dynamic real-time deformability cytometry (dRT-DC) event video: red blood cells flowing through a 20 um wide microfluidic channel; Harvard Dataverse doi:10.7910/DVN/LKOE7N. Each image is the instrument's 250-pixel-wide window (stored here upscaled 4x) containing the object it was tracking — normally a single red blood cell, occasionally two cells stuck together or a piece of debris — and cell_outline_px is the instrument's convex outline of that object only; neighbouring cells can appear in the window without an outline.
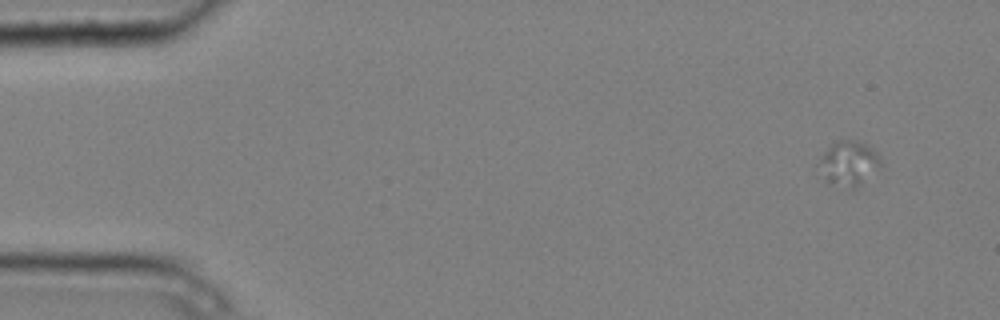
{"species": "common noctule bat (a hibernating species)", "species_latin": "Nyctalus noctula", "temperature_condition": "cold", "stored_images_in_passage": 10, "camera_frame_rate_fps": 3000, "um_per_image_px": 0.085, "animal": {"sex": "male", "body_mass_g": 20.4}, "frame": {"image": 1, "passage_image": 1, "time_ms": 0.0, "image_size_px": [1000, 320], "cell_outline_px": [[880, 164], [852, 192], [828, 184], [824, 180], [816, 164], [824, 152], [836, 140], [852, 140], [864, 144], [872, 148], [880, 156]], "centroid_in_image_um": [72.05, 13.94], "position_along_channel_um": 12.9, "area_um2": 16.3}}
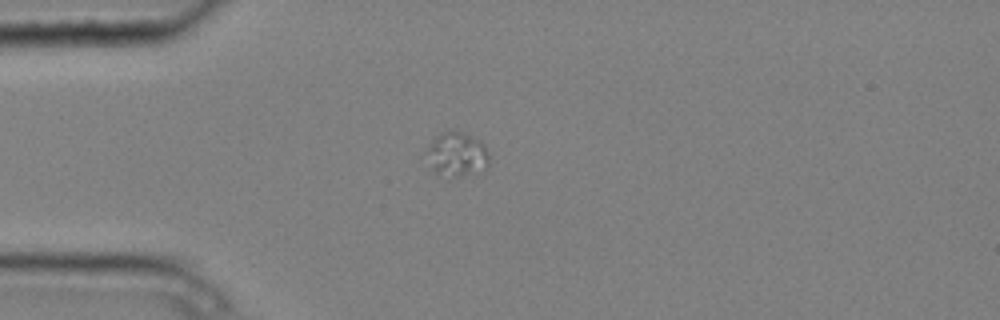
{"frame": {"image": 2, "passage_image": 4, "time_ms": 1.0, "image_size_px": [1000, 320], "cell_outline_px": [[488, 168], [456, 176], [436, 172], [432, 168], [424, 152], [432, 140], [436, 136], [444, 132], [460, 132], [480, 140], [484, 144], [488, 152]], "centroid_in_image_um": [38.83, 13.09], "position_along_channel_um": 46.2, "area_um2": 15.61}}